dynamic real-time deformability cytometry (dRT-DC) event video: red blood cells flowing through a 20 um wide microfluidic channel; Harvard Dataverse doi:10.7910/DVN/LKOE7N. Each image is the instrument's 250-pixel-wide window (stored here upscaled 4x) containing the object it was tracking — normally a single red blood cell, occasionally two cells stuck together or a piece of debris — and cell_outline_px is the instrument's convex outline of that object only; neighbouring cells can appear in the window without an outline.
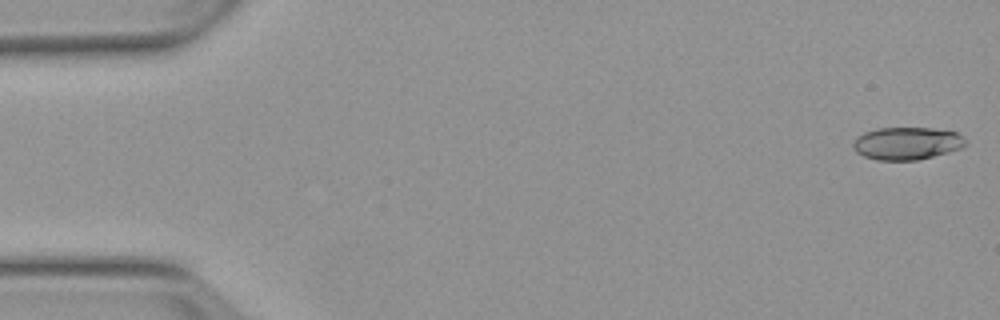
{"species": "Egyptian fruit bat (a non-hibernating species)", "species_latin": "Rousettus aegyptiacus", "temperature_condition": "warm", "stored_images_in_passage": 7, "camera_frame_rate_fps": 3000, "um_per_image_px": 0.085, "animal": {"sex": "female"}, "frame": {"image": 1, "passage_image": 1, "time_ms": 0.0, "image_size_px": [1000, 320], "cell_outline_px": [[964, 144], [960, 148], [948, 152], [916, 160], [876, 160], [864, 156], [856, 152], [852, 148], [852, 144], [856, 136], [864, 132], [876, 128], [932, 128], [956, 132], [964, 136]], "centroid_in_image_um": [77.02, 12.18], "position_along_channel_um": 8.0, "area_um2": 21.33}}
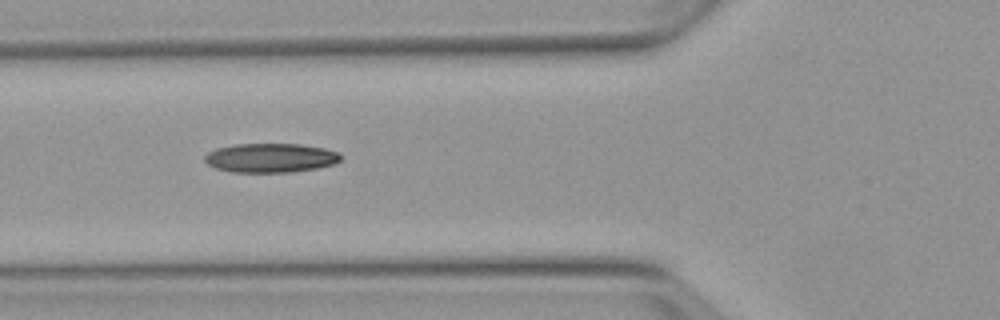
{"frame": {"image": 2, "passage_image": 6, "time_ms": 6.0, "image_size_px": [1000, 320], "cell_outline_px": [[340, 160], [332, 164], [316, 168], [292, 172], [232, 172], [216, 168], [208, 164], [204, 160], [204, 156], [208, 152], [216, 148], [236, 144], [300, 144], [324, 148], [340, 152]], "centroid_in_image_um": [22.98, 13.41], "position_along_channel_um": 102.8, "area_um2": 23.06}}
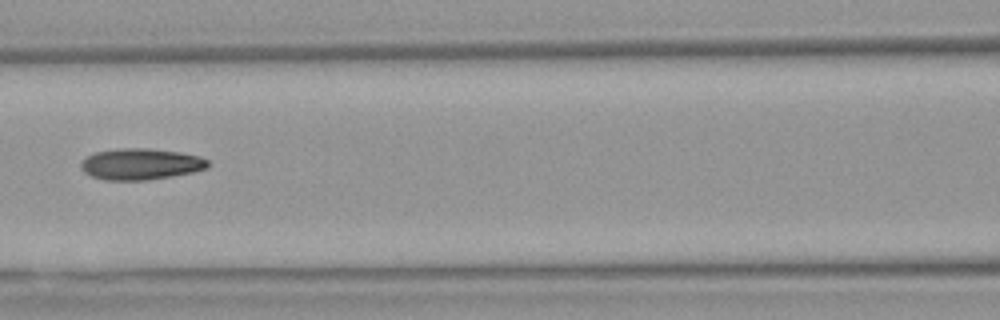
{"frame": {"image": 3, "passage_image": 7, "time_ms": 7.333, "image_size_px": [1000, 320], "cell_outline_px": [[208, 168], [192, 172], [172, 176], [148, 180], [104, 180], [92, 176], [84, 172], [80, 168], [80, 164], [88, 156], [96, 152], [120, 148], [148, 148], [180, 152], [200, 156], [208, 160]], "centroid_in_image_um": [11.97, 13.95], "position_along_channel_um": 154.6, "area_um2": 23.12}}